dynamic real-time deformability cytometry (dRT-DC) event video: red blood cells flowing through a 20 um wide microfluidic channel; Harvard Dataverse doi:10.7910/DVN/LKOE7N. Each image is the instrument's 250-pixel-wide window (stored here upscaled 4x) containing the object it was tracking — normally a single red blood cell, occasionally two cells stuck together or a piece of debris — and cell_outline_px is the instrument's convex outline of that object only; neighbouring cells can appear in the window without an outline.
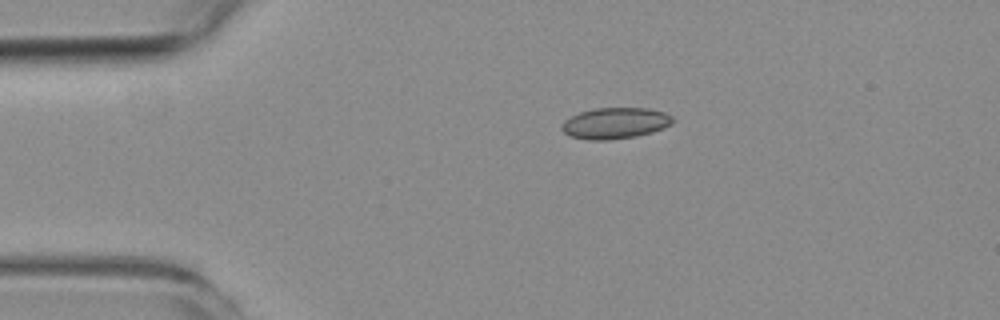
{"species": "common noctule bat (a hibernating species)", "species_latin": "Nyctalus noctula", "temperature_condition": "room temperature", "stored_images_in_passage": 5, "camera_frame_rate_fps": 3000, "um_per_image_px": 0.085, "animal": {"sex": "female", "body_mass_g": 19.3, "forearm_length_mm": 54.1}, "frame": {"image": 1, "passage_image": 2, "time_ms": 1.333, "image_size_px": [1000, 320], "cell_outline_px": [[676, 120], [672, 124], [664, 128], [652, 132], [636, 136], [604, 140], [588, 140], [572, 136], [564, 132], [560, 128], [560, 124], [564, 120], [580, 112], [596, 108], [648, 108], [664, 112], [672, 116]], "centroid_in_image_um": [52.31, 10.46], "position_along_channel_um": 32.7, "area_um2": 20.17}}
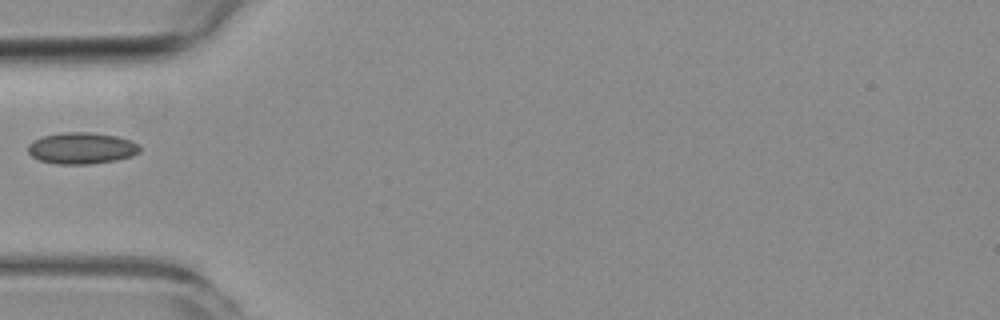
{"frame": {"image": 2, "passage_image": 4, "time_ms": 3.667, "image_size_px": [1000, 320], "cell_outline_px": [[140, 152], [132, 156], [116, 160], [88, 164], [56, 164], [40, 160], [32, 156], [28, 152], [28, 144], [44, 136], [64, 132], [92, 132], [116, 136], [140, 144]], "centroid_in_image_um": [6.96, 12.6], "position_along_channel_um": 78.0, "area_um2": 20.4}}
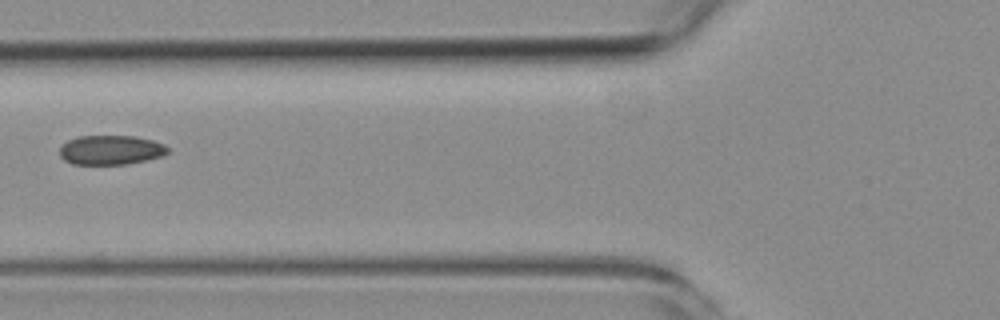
{"frame": {"image": 3, "passage_image": 5, "time_ms": 4.667, "image_size_px": [1000, 320], "cell_outline_px": [[168, 152], [164, 156], [148, 160], [124, 164], [72, 164], [64, 160], [60, 156], [60, 148], [68, 140], [80, 136], [136, 136], [152, 140], [164, 144], [168, 148]], "centroid_in_image_um": [9.44, 12.75], "position_along_channel_um": 116.4, "area_um2": 18.55}}